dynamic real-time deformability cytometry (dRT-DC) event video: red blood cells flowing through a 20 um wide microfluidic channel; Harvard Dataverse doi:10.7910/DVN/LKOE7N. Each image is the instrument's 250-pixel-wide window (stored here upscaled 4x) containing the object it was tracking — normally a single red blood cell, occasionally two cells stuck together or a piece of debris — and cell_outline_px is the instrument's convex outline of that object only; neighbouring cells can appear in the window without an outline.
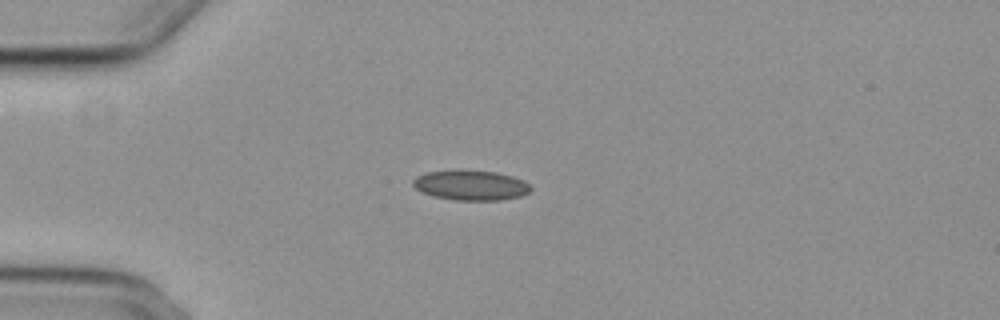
{"species": "common noctule bat (a hibernating species)", "species_latin": "Nyctalus noctula", "temperature_condition": "cold", "stored_images_in_passage": 31, "camera_frame_rate_fps": 3000, "um_per_image_px": 0.085, "animal": {"sex": "female", "body_mass_g": 29.2, "forearm_length_mm": 56.3}, "frame": {"image": 1, "passage_image": 1, "time_ms": 0.0, "image_size_px": [1000, 320], "cell_outline_px": [[532, 188], [528, 192], [520, 196], [500, 200], [456, 200], [432, 196], [416, 188], [412, 184], [412, 180], [416, 176], [428, 172], [460, 168], [496, 172], [512, 176], [524, 180]], "centroid_in_image_um": [40.0, 15.72], "position_along_channel_um": 45.0, "area_um2": 20.87}}
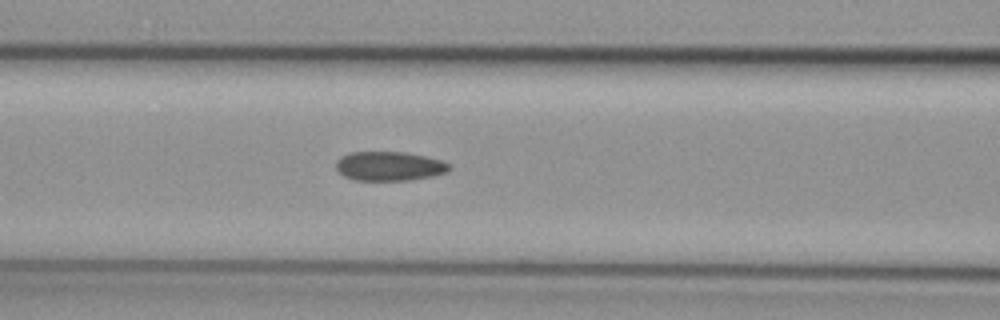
{"frame": {"image": 2, "passage_image": 10, "time_ms": 3.0, "image_size_px": [1000, 320], "cell_outline_px": [[452, 168], [448, 172], [432, 176], [408, 180], [356, 180], [344, 176], [336, 168], [336, 160], [340, 156], [352, 152], [404, 152], [424, 156], [440, 160], [448, 164]], "centroid_in_image_um": [33.08, 14.12], "position_along_channel_um": 133.5, "area_um2": 19.19}}
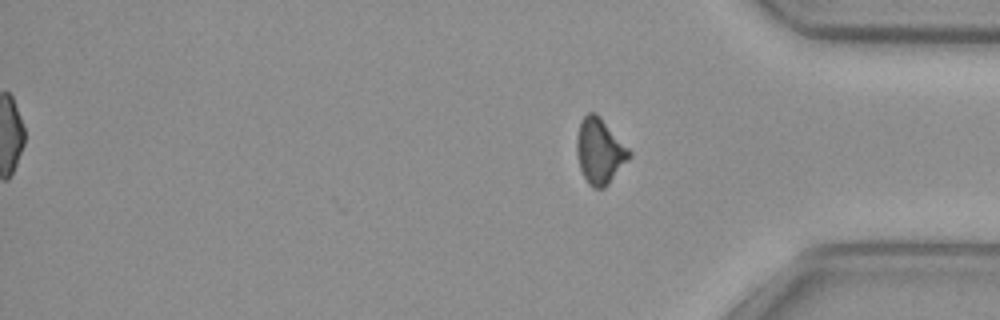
{"frame": {"image": 3, "passage_image": 31, "time_ms": 10.0, "image_size_px": [1000, 320], "cell_outline_px": [[632, 156], [608, 184], [604, 188], [592, 188], [588, 184], [580, 168], [576, 152], [576, 136], [580, 120], [588, 112], [596, 112], [600, 116], [632, 152]], "centroid_in_image_um": [50.96, 12.83], "position_along_channel_um": 384.2, "area_um2": 20.17}, "authors_computed_cell_mechanics": {"area_um2": 20.1144, "velocity_mm_per_s": 3.7295, "shape_relaxation_time_tau1_ms": null, "shape_relaxation_time_tau2_ms": 3.8385, "deformation_change_tau1": null, "deformation_change_tau2": 0.0817}}